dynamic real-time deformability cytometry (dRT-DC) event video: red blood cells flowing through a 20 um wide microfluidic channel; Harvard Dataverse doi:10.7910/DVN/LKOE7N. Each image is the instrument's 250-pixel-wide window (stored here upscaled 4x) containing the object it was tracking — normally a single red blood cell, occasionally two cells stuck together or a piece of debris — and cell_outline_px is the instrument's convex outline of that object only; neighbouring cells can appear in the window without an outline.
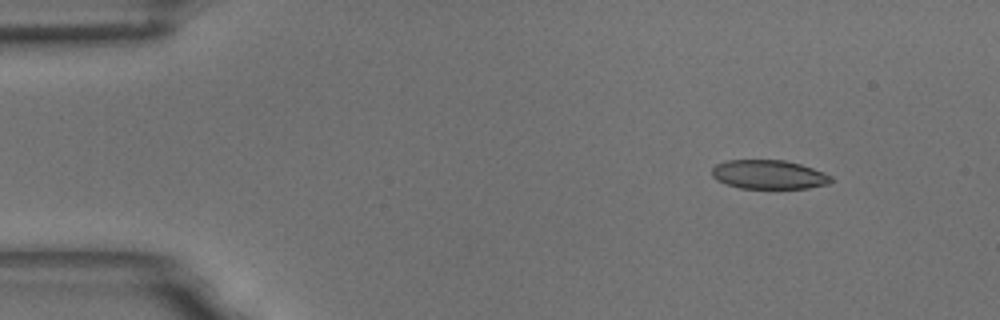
{"species": "common noctule bat (a hibernating species)", "species_latin": "Nyctalus noctula", "temperature_condition": "room temperature", "stored_images_in_passage": 51, "camera_frame_rate_fps": 3000, "um_per_image_px": 0.085, "animal": {"sex": "male", "body_mass_g": 18.8}, "frame": {"image": 1, "passage_image": 1, "time_ms": 0.0, "image_size_px": [1000, 320], "cell_outline_px": [[832, 180], [828, 184], [808, 188], [740, 188], [716, 180], [712, 176], [712, 168], [716, 164], [728, 160], [784, 160], [800, 164], [812, 168], [832, 176]], "centroid_in_image_um": [65.34, 14.83], "position_along_channel_um": 19.7, "area_um2": 20.0}}
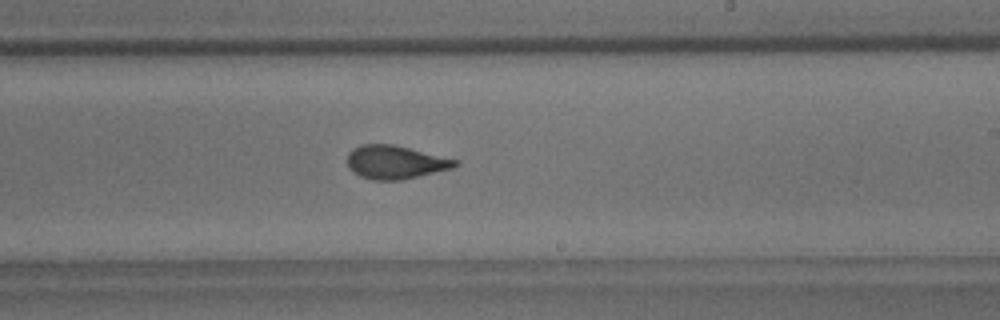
{"frame": {"image": 2, "passage_image": 28, "time_ms": 9.0, "image_size_px": [1000, 320], "cell_outline_px": [[460, 164], [452, 168], [400, 180], [372, 180], [360, 176], [352, 172], [348, 168], [348, 152], [352, 148], [360, 144], [392, 144], [460, 160]], "centroid_in_image_um": [33.58, 13.78], "position_along_channel_um": 255.4, "area_um2": 21.04}}
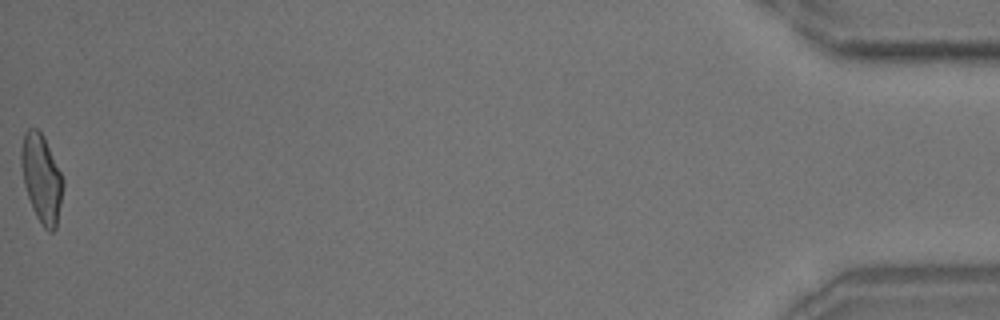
{"frame": {"image": 3, "passage_image": 51, "time_ms": 16.667, "image_size_px": [1000, 320], "cell_outline_px": [[64, 184], [56, 228], [52, 232], [48, 232], [44, 228], [36, 216], [32, 208], [24, 184], [20, 164], [20, 152], [24, 132], [28, 128], [36, 128], [44, 136], [64, 180]], "centroid_in_image_um": [3.52, 15.15], "position_along_channel_um": 431.7, "area_um2": 21.5}, "authors_computed_cell_mechanics": {"area_um2": 21.1548, "velocity_mm_per_s": 3.5858, "shape_relaxation_time_tau1_ms": 4.4939, "shape_relaxation_time_tau2_ms": 0.9904, "deformation_change_tau1": 0.1491, "deformation_change_tau2": 0.0675}}